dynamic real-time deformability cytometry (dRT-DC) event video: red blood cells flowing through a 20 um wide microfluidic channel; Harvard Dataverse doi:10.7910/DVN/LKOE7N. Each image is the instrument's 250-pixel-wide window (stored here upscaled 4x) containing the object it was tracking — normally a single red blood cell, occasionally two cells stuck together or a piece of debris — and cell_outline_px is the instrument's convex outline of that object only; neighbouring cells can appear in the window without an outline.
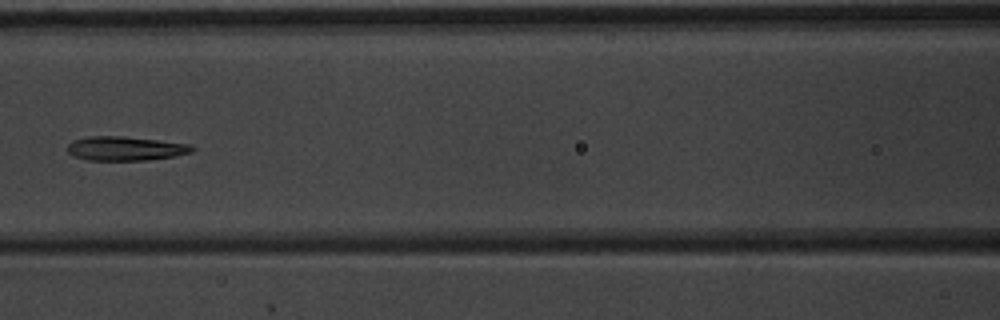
{"species": "common noctule bat (a hibernating species)", "species_latin": "Nyctalus noctula", "temperature_condition": "warm", "stored_images_in_passage": 5, "camera_frame_rate_fps": 3000, "um_per_image_px": 0.085, "animal": {"sex": "male", "body_mass_g": 20.1, "forearm_length_mm": 53.5}, "frame": {"image": 1, "passage_image": 5, "time_ms": 1.333, "image_size_px": [1000, 320], "cell_outline_px": [[196, 148], [192, 152], [176, 156], [148, 160], [88, 160], [72, 156], [68, 152], [68, 144], [72, 140], [88, 136], [124, 136], [192, 144]], "centroid_in_image_um": [10.68, 12.62], "position_along_channel_um": 155.9, "area_um2": 17.74}}